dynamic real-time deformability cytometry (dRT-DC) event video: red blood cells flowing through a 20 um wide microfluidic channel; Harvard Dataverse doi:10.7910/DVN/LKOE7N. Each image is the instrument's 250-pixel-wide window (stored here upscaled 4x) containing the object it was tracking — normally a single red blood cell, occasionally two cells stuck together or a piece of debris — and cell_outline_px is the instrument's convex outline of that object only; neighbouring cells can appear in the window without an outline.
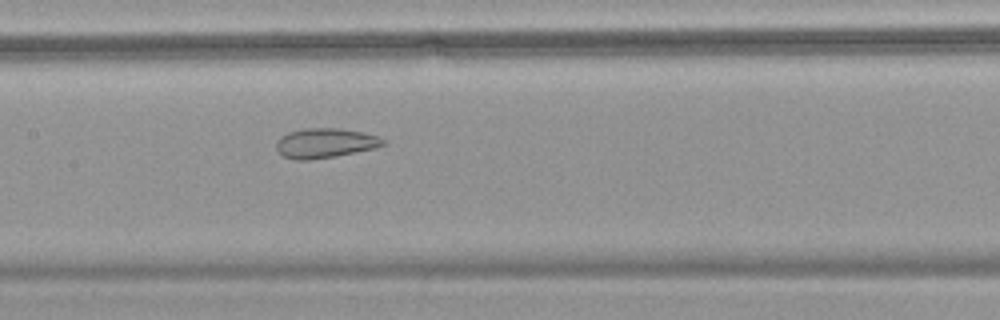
{"species": "common noctule bat (a hibernating species)", "species_latin": "Nyctalus noctula", "temperature_condition": "warm", "stored_images_in_passage": 42, "camera_frame_rate_fps": 3000, "um_per_image_px": 0.085, "animal": {"sex": "female", "body_mass_g": 18.4}, "frame": {"image": 1, "passage_image": 14, "time_ms": 4.333, "image_size_px": [1000, 320], "cell_outline_px": [[388, 144], [376, 148], [336, 156], [308, 160], [296, 160], [284, 156], [276, 148], [276, 140], [280, 136], [288, 132], [304, 128], [340, 128], [380, 136], [388, 140]], "centroid_in_image_um": [27.68, 12.15], "position_along_channel_um": 179.7, "area_um2": 18.73}}
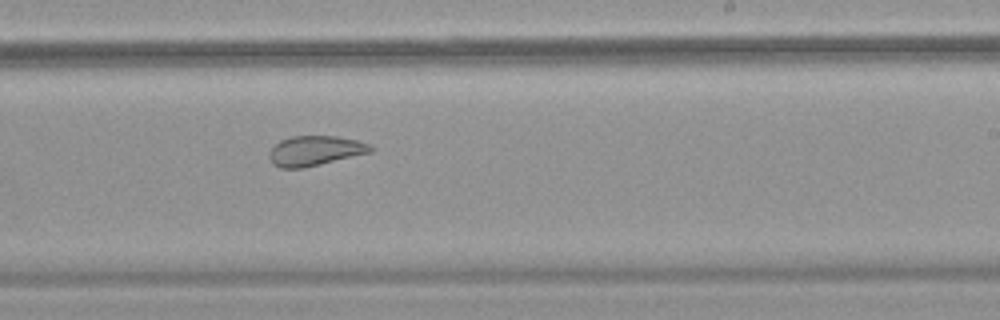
{"frame": {"image": 2, "passage_image": 21, "time_ms": 6.667, "image_size_px": [1000, 320], "cell_outline_px": [[372, 152], [304, 168], [280, 168], [272, 164], [268, 156], [268, 152], [280, 140], [292, 136], [336, 136], [356, 140], [372, 144]], "centroid_in_image_um": [26.76, 12.82], "position_along_channel_um": 262.2, "area_um2": 17.74}}
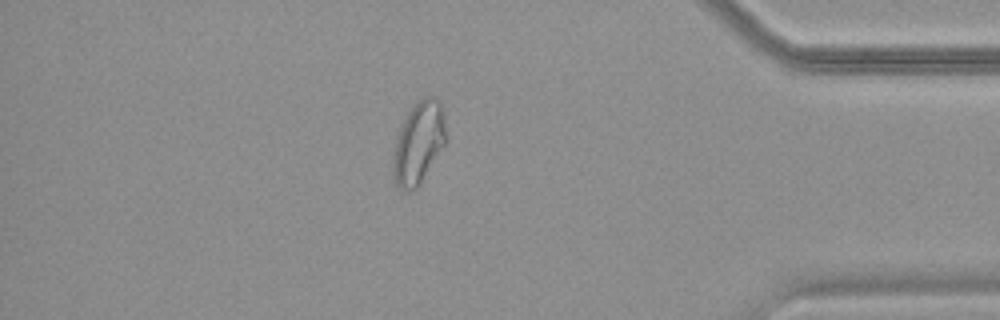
{"frame": {"image": 3, "passage_image": 35, "time_ms": 11.333, "image_size_px": [1000, 320], "cell_outline_px": [[444, 144], [416, 188], [408, 192], [400, 188], [396, 184], [392, 172], [392, 156], [400, 124], [416, 100], [424, 96], [436, 96], [440, 104], [444, 116]], "centroid_in_image_um": [35.53, 12.1], "position_along_channel_um": 399.7, "area_um2": 24.97}, "authors_computed_cell_mechanics": {"area_um2": 20.6924, "velocity_mm_per_s": 3.5543, "shape_relaxation_time_tau1_ms": null, "shape_relaxation_time_tau2_ms": 1.4708, "deformation_change_tau1": null, "deformation_change_tau2": 0.0828}}